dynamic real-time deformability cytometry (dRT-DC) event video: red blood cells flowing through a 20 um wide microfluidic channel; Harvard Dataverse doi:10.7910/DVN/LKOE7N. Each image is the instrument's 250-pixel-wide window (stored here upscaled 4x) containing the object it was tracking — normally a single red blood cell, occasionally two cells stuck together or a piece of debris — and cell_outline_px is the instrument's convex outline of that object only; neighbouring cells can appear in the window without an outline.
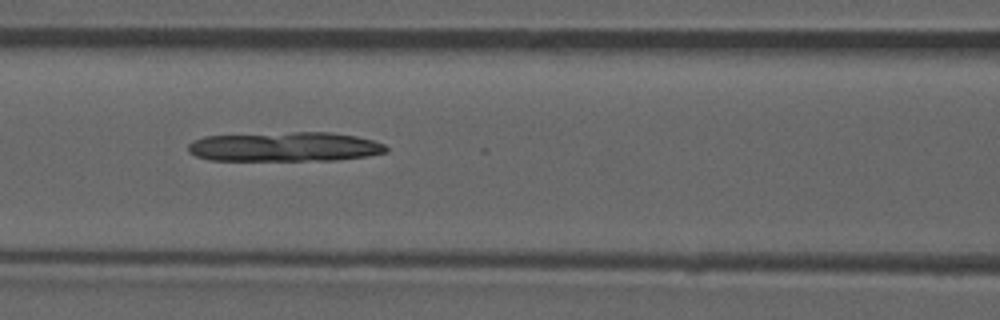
{"species": "common noctule bat (a hibernating species)", "species_latin": "Nyctalus noctula", "temperature_condition": "room temperature", "stored_images_in_passage": 26, "camera_frame_rate_fps": 3000, "um_per_image_px": 0.085, "animal": {"sex": "male", "forearm_length_mm": 52.5}, "frame": {"image": 1, "passage_image": 22, "time_ms": 7.0, "image_size_px": [1000, 320], "cell_outline_px": [[388, 152], [368, 156], [336, 160], [208, 160], [196, 156], [188, 152], [188, 144], [192, 140], [204, 136], [292, 132], [332, 132], [356, 136], [372, 140], [384, 144], [388, 148]], "centroid_in_image_um": [24.21, 12.47], "position_along_channel_um": 142.4, "area_um2": 34.22}}